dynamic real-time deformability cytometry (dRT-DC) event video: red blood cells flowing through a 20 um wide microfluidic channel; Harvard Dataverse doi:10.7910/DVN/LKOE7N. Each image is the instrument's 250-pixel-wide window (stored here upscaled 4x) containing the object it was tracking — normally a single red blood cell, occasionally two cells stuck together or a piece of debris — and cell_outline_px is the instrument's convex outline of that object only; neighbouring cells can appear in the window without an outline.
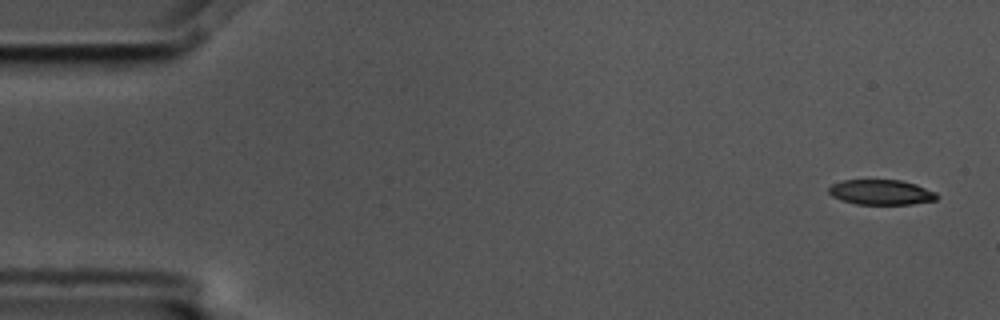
{"species": "common noctule bat (a hibernating species)", "species_latin": "Nyctalus noctula", "temperature_condition": "cold", "stored_images_in_passage": 5, "camera_frame_rate_fps": 3000, "um_per_image_px": 0.085, "animal": {"sex": "male", "body_mass_g": 17.5, "forearm_length_mm": 52.3}, "frame": {"image": 1, "passage_image": 1, "time_ms": 0.0, "image_size_px": [1000, 320], "cell_outline_px": [[940, 196], [936, 200], [912, 204], [856, 204], [840, 200], [832, 196], [828, 192], [828, 188], [832, 184], [844, 180], [900, 180], [916, 184], [936, 192]], "centroid_in_image_um": [74.9, 16.34], "position_along_channel_um": 10.1, "area_um2": 15.9}}
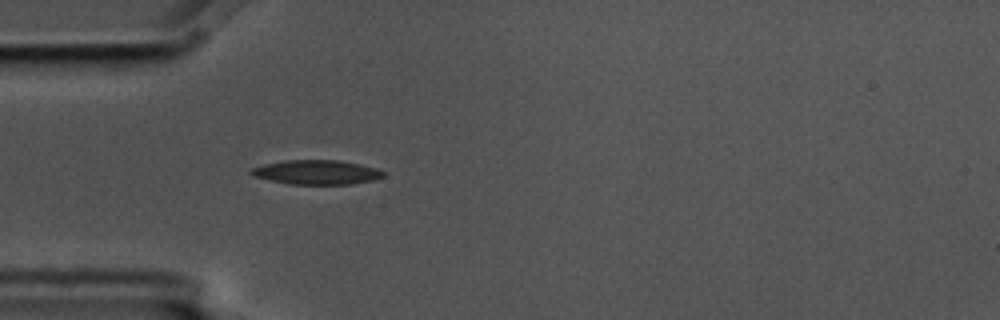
{"frame": {"image": 2, "passage_image": 5, "time_ms": 1.333, "image_size_px": [1000, 320], "cell_outline_px": [[384, 176], [372, 180], [352, 184], [288, 184], [252, 176], [248, 172], [252, 168], [264, 164], [284, 160], [340, 160], [360, 164], [376, 168], [384, 172]], "centroid_in_image_um": [26.88, 14.64], "position_along_channel_um": 58.1, "area_um2": 18.79}}